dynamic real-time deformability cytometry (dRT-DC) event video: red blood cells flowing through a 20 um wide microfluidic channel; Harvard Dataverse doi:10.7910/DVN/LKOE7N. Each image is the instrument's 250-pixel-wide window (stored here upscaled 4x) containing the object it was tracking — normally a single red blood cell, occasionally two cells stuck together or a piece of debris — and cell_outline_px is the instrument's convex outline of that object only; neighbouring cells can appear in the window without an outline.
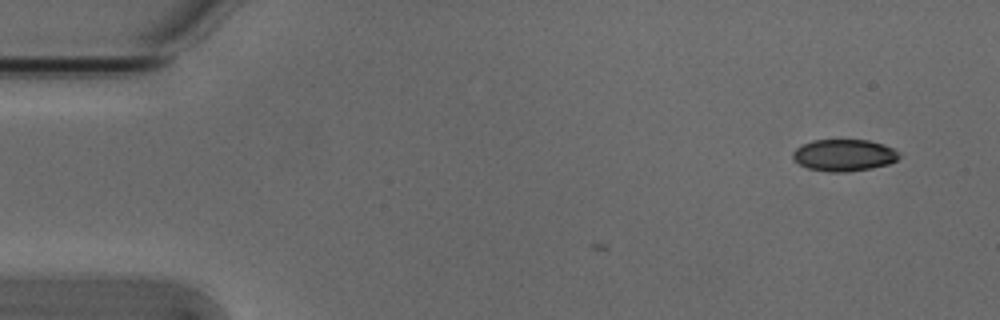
{"species": "Egyptian fruit bat (a non-hibernating species)", "species_latin": "Rousettus aegyptiacus", "temperature_condition": "cold", "stored_images_in_passage": 2, "camera_frame_rate_fps": 3000, "um_per_image_px": 0.085, "animal": {"sex": "male"}, "frame": {"image": 1, "passage_image": 2, "time_ms": 0.333, "image_size_px": [1000, 320], "cell_outline_px": [[900, 156], [896, 160], [888, 164], [872, 168], [844, 172], [832, 172], [808, 168], [792, 160], [792, 152], [800, 144], [812, 140], [868, 140], [884, 144], [900, 152]], "centroid_in_image_um": [71.72, 13.18], "position_along_channel_um": 13.3, "area_um2": 19.83}}